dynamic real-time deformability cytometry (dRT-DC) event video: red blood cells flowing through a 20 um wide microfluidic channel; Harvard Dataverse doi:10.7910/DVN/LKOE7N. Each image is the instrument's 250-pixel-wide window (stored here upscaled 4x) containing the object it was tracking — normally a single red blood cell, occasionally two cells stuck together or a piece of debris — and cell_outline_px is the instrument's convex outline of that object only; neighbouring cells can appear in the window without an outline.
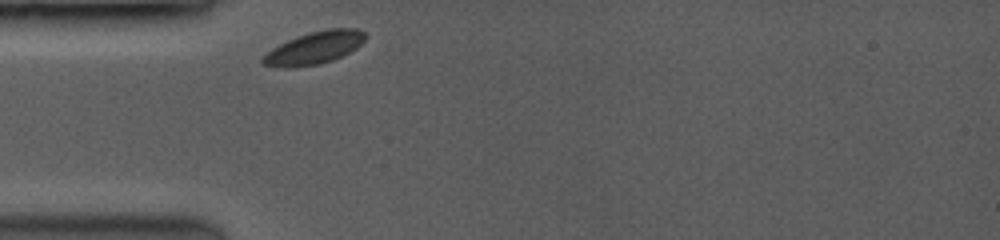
{"species": "common noctule bat (a hibernating species)", "species_latin": "Nyctalus noctula", "temperature_condition": "room temperature", "stored_images_in_passage": 9, "camera_frame_rate_fps": 3500, "um_per_image_px": 0.085, "animal": {"sex": "female", "body_mass_g": 19.0, "forearm_length_mm": 53.3}, "frame": {"image": 1, "passage_image": 1, "time_ms": 0.0, "image_size_px": [1000, 240], "cell_outline_px": [[368, 36], [356, 48], [332, 60], [316, 64], [264, 64], [260, 60], [272, 48], [296, 36], [308, 32], [328, 28], [356, 28], [364, 32]], "centroid_in_image_um": [26.83, 3.98], "position_along_channel_um": 58.2, "area_um2": 18.38}}
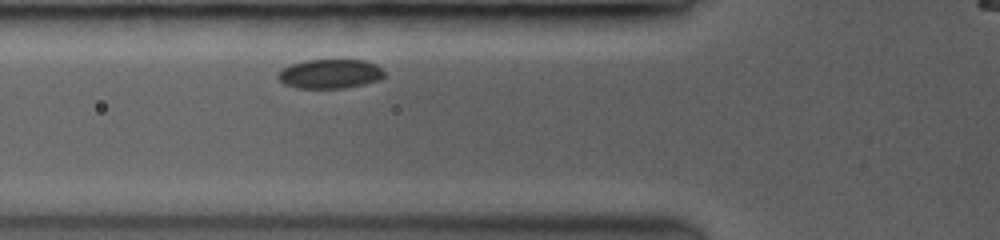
{"frame": {"image": 2, "passage_image": 5, "time_ms": 1.143, "image_size_px": [1000, 240], "cell_outline_px": [[384, 76], [380, 80], [344, 88], [296, 88], [284, 84], [276, 76], [284, 68], [292, 64], [304, 60], [364, 60], [376, 64], [384, 72]], "centroid_in_image_um": [28.05, 6.28], "position_along_channel_um": 97.7, "area_um2": 18.03}}